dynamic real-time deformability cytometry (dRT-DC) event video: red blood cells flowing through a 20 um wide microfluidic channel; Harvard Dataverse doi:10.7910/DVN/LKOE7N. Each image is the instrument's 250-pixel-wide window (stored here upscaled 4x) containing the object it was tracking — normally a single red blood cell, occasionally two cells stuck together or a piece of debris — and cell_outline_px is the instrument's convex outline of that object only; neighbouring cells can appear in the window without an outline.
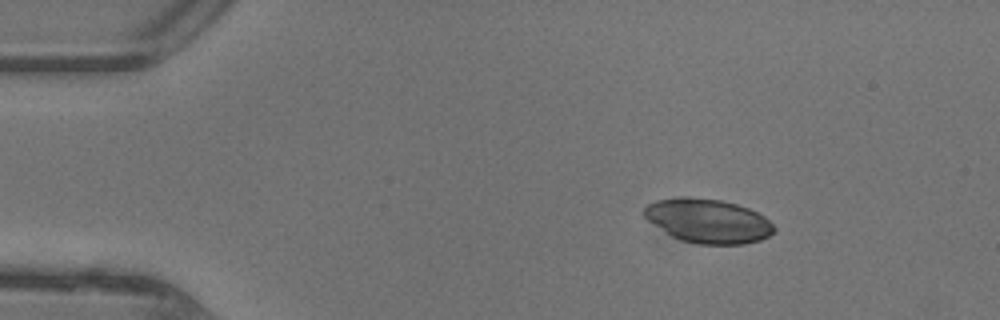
{"species": "common noctule bat (a hibernating species)", "species_latin": "Nyctalus noctula", "temperature_condition": "warm", "stored_images_in_passage": 40, "camera_frame_rate_fps": 3000, "um_per_image_px": 0.085, "animal": {"sex": "female"}, "frame": {"image": 1, "passage_image": 1, "time_ms": 0.0, "image_size_px": [1000, 320], "cell_outline_px": [[776, 232], [760, 240], [744, 244], [700, 244], [680, 240], [672, 236], [648, 220], [640, 212], [648, 204], [656, 200], [684, 196], [688, 196], [720, 200], [736, 204], [748, 208], [764, 216], [776, 228]], "centroid_in_image_um": [60.18, 18.77], "position_along_channel_um": 24.8, "area_um2": 33.41}}
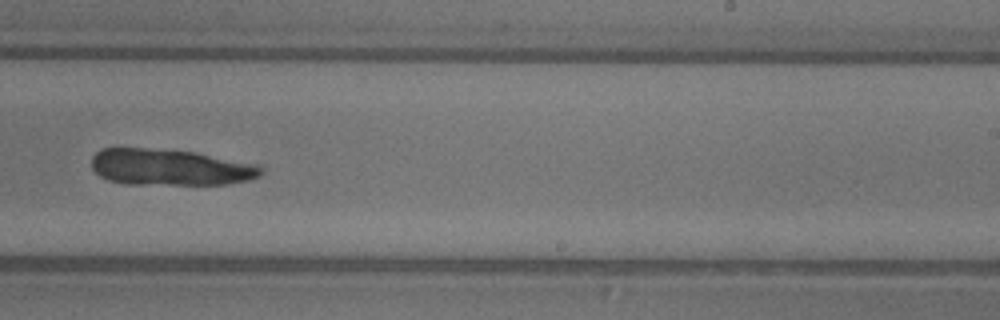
{"frame": {"image": 2, "passage_image": 23, "time_ms": 7.333, "image_size_px": [1000, 320], "cell_outline_px": [[264, 172], [260, 176], [248, 180], [224, 184], [128, 184], [108, 180], [100, 176], [92, 168], [92, 156], [100, 148], [144, 148], [196, 152], [256, 164]], "centroid_in_image_um": [14.43, 14.21], "position_along_channel_um": 274.6, "area_um2": 35.78}}
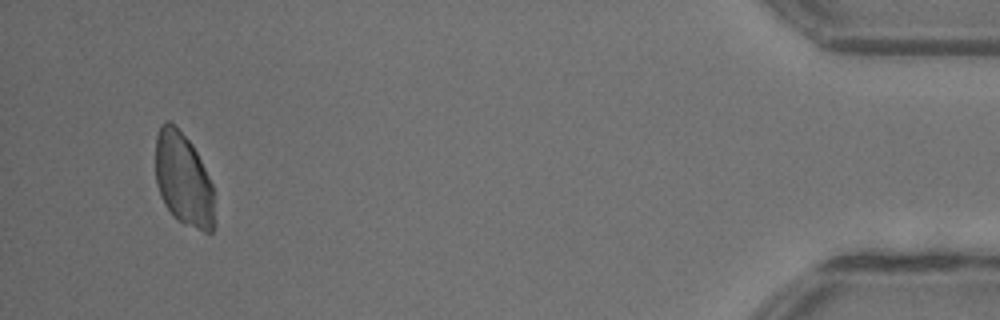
{"frame": {"image": 3, "passage_image": 38, "time_ms": 12.333, "image_size_px": [1000, 320], "cell_outline_px": [[216, 228], [212, 232], [204, 232], [184, 224], [176, 220], [172, 216], [164, 204], [160, 196], [156, 184], [156, 136], [160, 124], [164, 120], [168, 120], [192, 144], [212, 184], [216, 224]], "centroid_in_image_um": [15.59, 15.32], "position_along_channel_um": 419.6, "area_um2": 32.31}}